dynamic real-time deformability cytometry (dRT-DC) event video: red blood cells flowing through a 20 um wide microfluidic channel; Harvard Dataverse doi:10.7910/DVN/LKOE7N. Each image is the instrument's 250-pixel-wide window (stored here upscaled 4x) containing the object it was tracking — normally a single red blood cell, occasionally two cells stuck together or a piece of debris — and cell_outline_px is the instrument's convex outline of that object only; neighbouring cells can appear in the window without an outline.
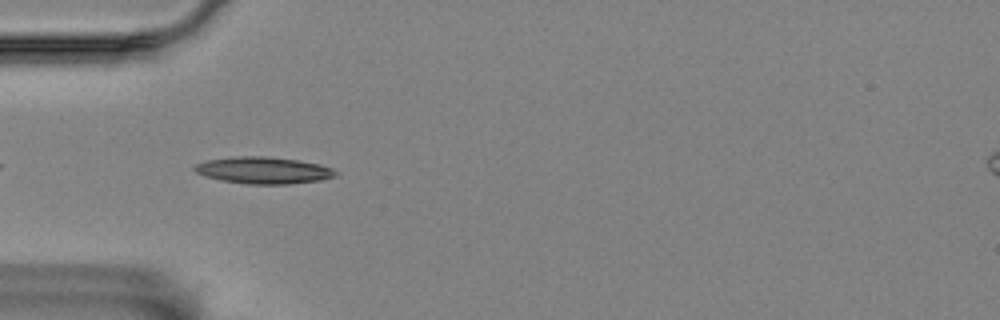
{"species": "Egyptian fruit bat (a non-hibernating species)", "species_latin": "Rousettus aegyptiacus", "temperature_condition": "room temperature", "stored_images_in_passage": 8, "camera_frame_rate_fps": 3000, "um_per_image_px": 0.085, "animal": {"sex": "female"}, "frame": {"image": 1, "passage_image": 5, "time_ms": 1.333, "image_size_px": [1000, 320], "cell_outline_px": [[340, 172], [336, 176], [320, 180], [288, 184], [248, 184], [220, 180], [204, 176], [196, 172], [192, 168], [196, 164], [208, 160], [232, 156], [264, 156], [300, 160], [320, 164], [332, 168]], "centroid_in_image_um": [22.41, 14.47], "position_along_channel_um": 62.6, "area_um2": 22.2}}
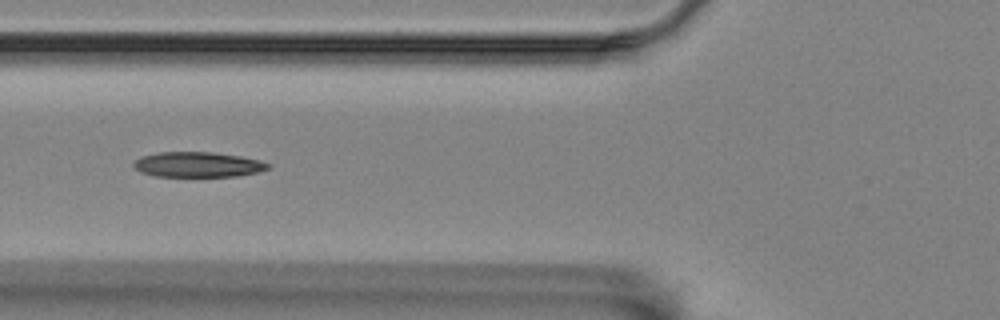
{"frame": {"image": 2, "passage_image": 6, "time_ms": 1.667, "image_size_px": [1000, 320], "cell_outline_px": [[272, 168], [256, 172], [236, 176], [152, 176], [140, 172], [132, 164], [140, 156], [160, 152], [212, 152], [240, 156], [260, 160], [272, 164]], "centroid_in_image_um": [16.83, 13.98], "position_along_channel_um": 109.0, "area_um2": 19.77}}
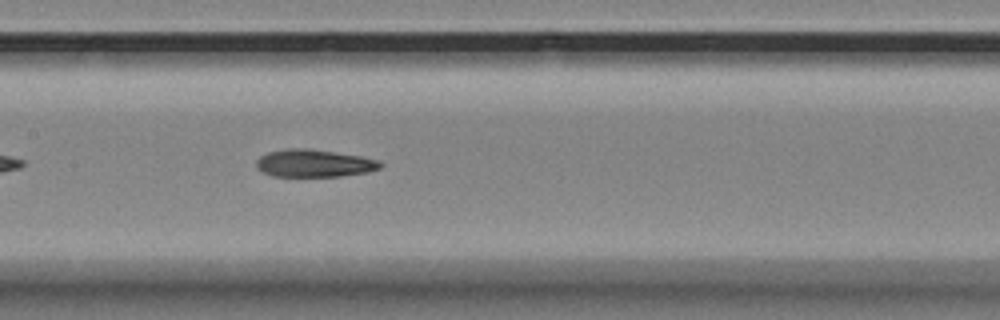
{"frame": {"image": 3, "passage_image": 8, "time_ms": 2.333, "image_size_px": [1000, 320], "cell_outline_px": [[384, 164], [380, 168], [368, 172], [340, 176], [272, 176], [256, 168], [256, 160], [260, 156], [268, 152], [288, 148], [304, 148], [360, 156], [380, 160]], "centroid_in_image_um": [26.7, 13.88], "position_along_channel_um": 180.7, "area_um2": 19.83}}